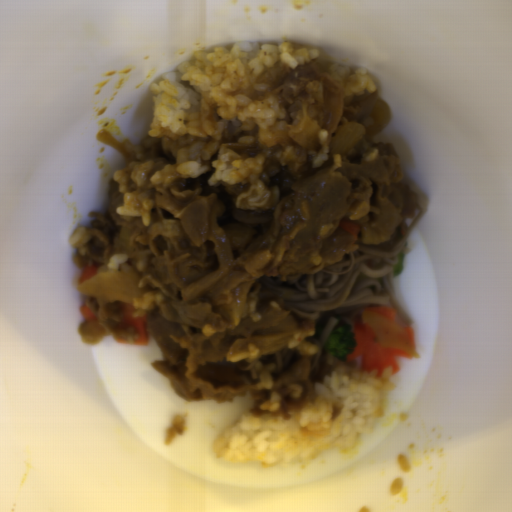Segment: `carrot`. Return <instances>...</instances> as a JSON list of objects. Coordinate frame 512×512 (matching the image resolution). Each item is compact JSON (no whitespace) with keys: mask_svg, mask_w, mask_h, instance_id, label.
Returning <instances> with one entry per match:
<instances>
[{"mask_svg":"<svg viewBox=\"0 0 512 512\" xmlns=\"http://www.w3.org/2000/svg\"><path fill=\"white\" fill-rule=\"evenodd\" d=\"M351 327L357 342L354 351L346 360L349 363L360 357V370L362 373L376 370L377 377H381L385 367H391L394 374L399 370L398 356H404L409 359L413 357L398 348H385L381 346L369 325L364 322L363 317L360 321L351 325Z\"/></svg>","mask_w":512,"mask_h":512,"instance_id":"obj_1","label":"carrot"},{"mask_svg":"<svg viewBox=\"0 0 512 512\" xmlns=\"http://www.w3.org/2000/svg\"><path fill=\"white\" fill-rule=\"evenodd\" d=\"M122 308V322L129 327H133L134 331L138 333V338L133 341L134 344L147 346L149 340V334L146 328V323L148 320L147 316H134L133 313L136 310L131 302L122 301Z\"/></svg>","mask_w":512,"mask_h":512,"instance_id":"obj_2","label":"carrot"},{"mask_svg":"<svg viewBox=\"0 0 512 512\" xmlns=\"http://www.w3.org/2000/svg\"><path fill=\"white\" fill-rule=\"evenodd\" d=\"M364 311H368L383 318L396 321V308L374 305L370 307H365Z\"/></svg>","mask_w":512,"mask_h":512,"instance_id":"obj_3","label":"carrot"},{"mask_svg":"<svg viewBox=\"0 0 512 512\" xmlns=\"http://www.w3.org/2000/svg\"><path fill=\"white\" fill-rule=\"evenodd\" d=\"M340 228L349 233L351 238H356L358 237V233H359V230H360V225H357V224H354V223H346V222H341L339 224Z\"/></svg>","mask_w":512,"mask_h":512,"instance_id":"obj_4","label":"carrot"},{"mask_svg":"<svg viewBox=\"0 0 512 512\" xmlns=\"http://www.w3.org/2000/svg\"><path fill=\"white\" fill-rule=\"evenodd\" d=\"M97 272H98V269H97V266H95L94 264L93 265H90V266H86L83 271H82V275H81V278L79 280V283L80 285L85 282L86 280L90 279L91 277H93L94 275H97Z\"/></svg>","mask_w":512,"mask_h":512,"instance_id":"obj_5","label":"carrot"},{"mask_svg":"<svg viewBox=\"0 0 512 512\" xmlns=\"http://www.w3.org/2000/svg\"><path fill=\"white\" fill-rule=\"evenodd\" d=\"M80 311L83 314L86 321L90 322V321L98 320L97 315L87 305H82L80 307Z\"/></svg>","mask_w":512,"mask_h":512,"instance_id":"obj_6","label":"carrot"},{"mask_svg":"<svg viewBox=\"0 0 512 512\" xmlns=\"http://www.w3.org/2000/svg\"><path fill=\"white\" fill-rule=\"evenodd\" d=\"M404 329H405L410 341L412 342L414 348L416 349V341H415V335H414L413 328L410 325H408Z\"/></svg>","mask_w":512,"mask_h":512,"instance_id":"obj_7","label":"carrot"}]
</instances>
